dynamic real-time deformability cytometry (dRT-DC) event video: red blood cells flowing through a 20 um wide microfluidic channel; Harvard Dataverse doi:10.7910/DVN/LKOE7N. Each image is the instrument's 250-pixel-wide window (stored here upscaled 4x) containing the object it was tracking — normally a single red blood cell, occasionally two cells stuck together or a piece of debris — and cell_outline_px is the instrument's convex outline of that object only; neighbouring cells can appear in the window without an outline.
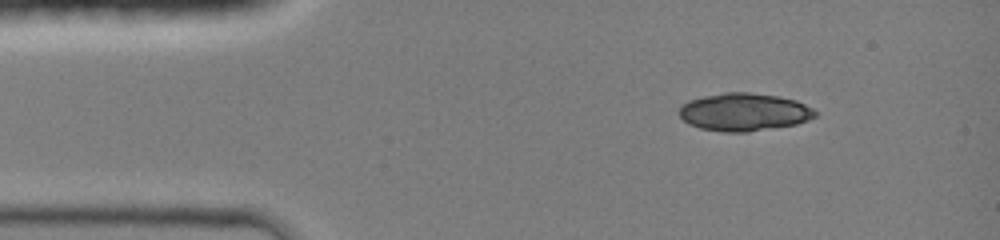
{"species": "common noctule bat (a hibernating species)", "species_latin": "Nyctalus noctula", "temperature_condition": "room temperature", "stored_images_in_passage": 39, "camera_frame_rate_fps": 3000, "um_per_image_px": 0.085, "animal": {"sex": "female", "body_mass_g": 19.0, "forearm_length_mm": 51.5}, "frame": {"image": 1, "passage_image": 1, "time_ms": 0.0, "image_size_px": [1000, 240], "cell_outline_px": [[816, 116], [808, 120], [796, 124], [748, 132], [724, 132], [700, 128], [688, 124], [680, 116], [680, 108], [688, 100], [704, 96], [724, 92], [748, 92], [780, 96], [796, 100], [812, 108], [816, 112]], "centroid_in_image_um": [63.25, 9.52], "position_along_channel_um": 21.7, "area_um2": 29.94}}